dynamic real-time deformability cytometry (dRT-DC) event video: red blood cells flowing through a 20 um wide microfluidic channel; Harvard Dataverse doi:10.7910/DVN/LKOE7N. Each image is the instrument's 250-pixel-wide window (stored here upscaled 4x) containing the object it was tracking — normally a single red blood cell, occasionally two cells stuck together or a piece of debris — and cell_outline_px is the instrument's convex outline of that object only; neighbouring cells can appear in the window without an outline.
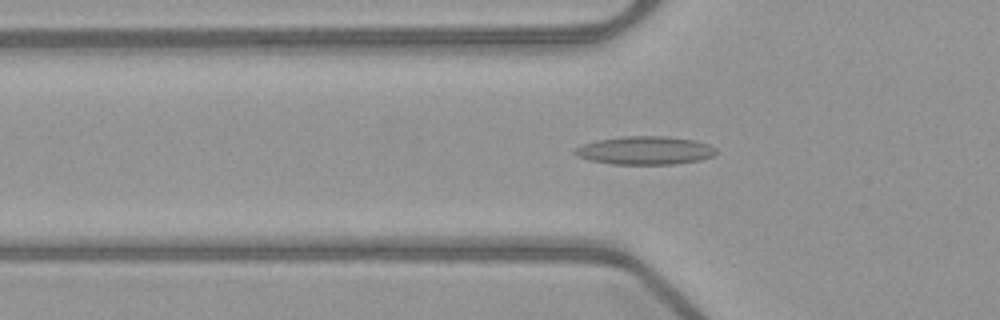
{"species": "common noctule bat (a hibernating species)", "species_latin": "Nyctalus noctula", "temperature_condition": "warm", "stored_images_in_passage": 32, "camera_frame_rate_fps": 3000, "um_per_image_px": 0.085, "animal": {"sex": "female", "body_mass_g": 21.9}, "frame": {"image": 1, "passage_image": 5, "time_ms": 1.333, "image_size_px": [1000, 320], "cell_outline_px": [[716, 152], [712, 156], [700, 160], [676, 164], [612, 164], [592, 160], [576, 156], [572, 152], [572, 148], [596, 140], [624, 136], [668, 136], [692, 140], [708, 144], [716, 148]], "centroid_in_image_um": [54.79, 12.78], "position_along_channel_um": 71.0, "area_um2": 23.29}}
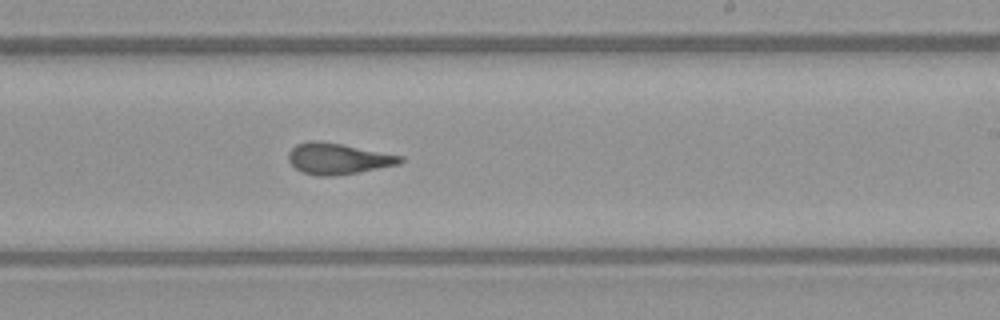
{"frame": {"image": 2, "passage_image": 19, "time_ms": 6.0, "image_size_px": [1000, 320], "cell_outline_px": [[404, 160], [400, 164], [356, 172], [332, 176], [316, 176], [304, 172], [296, 168], [288, 160], [288, 152], [296, 144], [312, 140], [316, 140], [340, 144], [404, 156]], "centroid_in_image_um": [28.72, 13.48], "position_along_channel_um": 260.3, "area_um2": 20.0}}
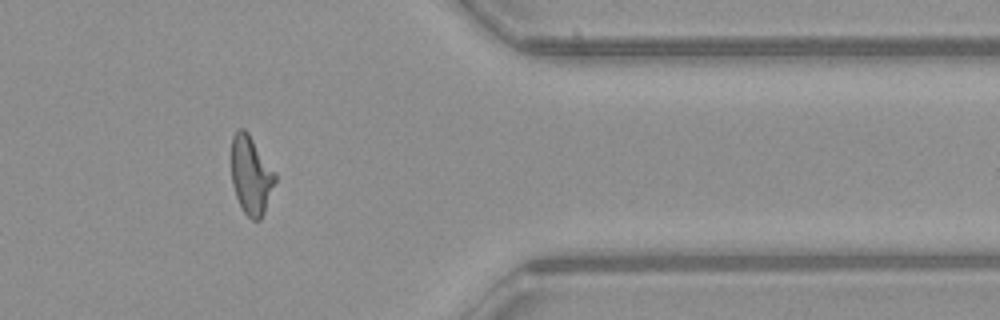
{"frame": {"image": 3, "passage_image": 30, "time_ms": 9.667, "image_size_px": [1000, 320], "cell_outline_px": [[276, 180], [264, 212], [260, 220], [252, 220], [244, 212], [236, 196], [232, 184], [232, 136], [240, 128], [244, 128], [248, 132], [276, 172]], "centroid_in_image_um": [21.35, 14.88], "position_along_channel_um": 390.1, "area_um2": 19.88}, "authors_computed_cell_mechanics": {"area_um2": 20.1722, "velocity_mm_per_s": 4.0261, "shape_relaxation_time_tau1_ms": 10.3834, "shape_relaxation_time_tau2_ms": 1.4724, "deformation_change_tau1": 0.3042, "deformation_change_tau2": 0.1076}}